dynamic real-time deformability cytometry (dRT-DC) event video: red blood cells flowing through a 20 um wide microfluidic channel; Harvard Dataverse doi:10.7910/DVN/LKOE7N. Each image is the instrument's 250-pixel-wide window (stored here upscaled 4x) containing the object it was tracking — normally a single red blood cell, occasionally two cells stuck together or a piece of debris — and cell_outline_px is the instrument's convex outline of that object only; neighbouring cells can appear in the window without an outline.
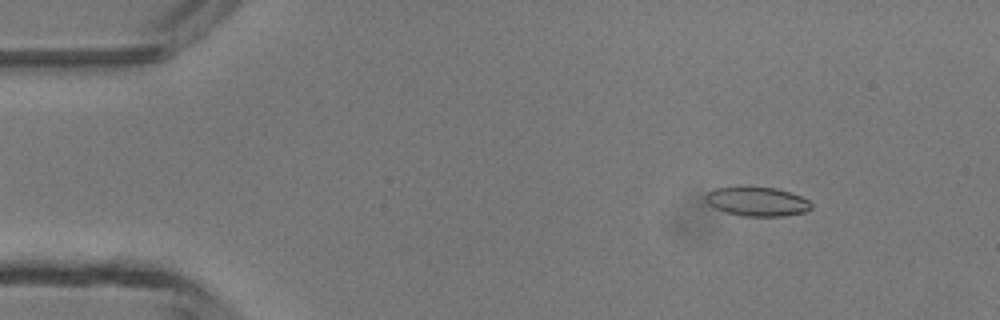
{"species": "common noctule bat (a hibernating species)", "species_latin": "Nyctalus noctula", "temperature_condition": "room temperature", "stored_images_in_passage": 47, "camera_frame_rate_fps": 3000, "um_per_image_px": 0.085, "animal": {"sex": "male", "body_mass_g": 13.3}, "frame": {"image": 1, "passage_image": 6, "time_ms": 1.667, "image_size_px": [1000, 320], "cell_outline_px": [[812, 208], [808, 212], [784, 216], [744, 216], [728, 212], [716, 208], [708, 204], [704, 196], [708, 192], [716, 188], [776, 188], [800, 196], [808, 200], [812, 204]], "centroid_in_image_um": [64.41, 17.15], "position_along_channel_um": 20.6, "area_um2": 17.57}}
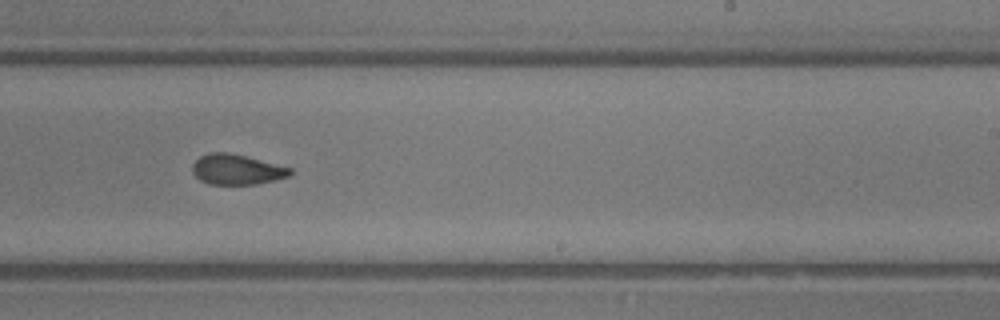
{"frame": {"image": 2, "passage_image": 29, "time_ms": 9.333, "image_size_px": [1000, 320], "cell_outline_px": [[292, 172], [288, 176], [256, 184], [208, 184], [200, 180], [192, 172], [192, 164], [200, 156], [208, 152], [228, 152], [292, 168]], "centroid_in_image_um": [20.07, 14.4], "position_along_channel_um": 268.9, "area_um2": 17.05}}
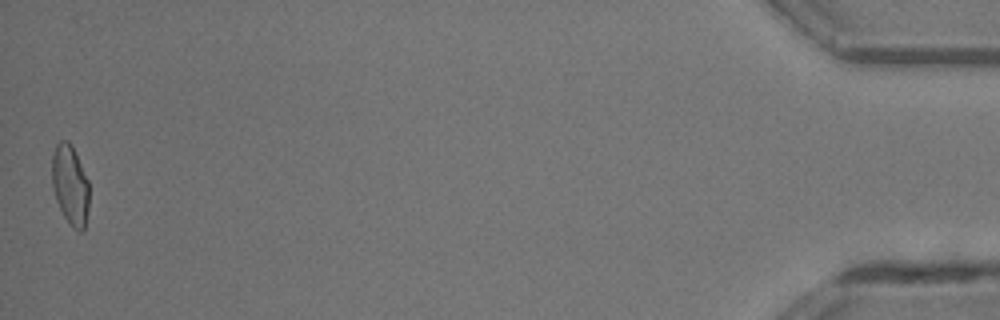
{"frame": {"image": 3, "passage_image": 47, "time_ms": 15.333, "image_size_px": [1000, 320], "cell_outline_px": [[88, 208], [84, 228], [80, 232], [76, 232], [68, 224], [56, 200], [52, 188], [52, 156], [56, 144], [60, 140], [68, 140], [72, 144], [88, 180]], "centroid_in_image_um": [5.95, 15.72], "position_along_channel_um": 429.2, "area_um2": 17.46}, "authors_computed_cell_mechanics": {"area_um2": 17.5712, "velocity_mm_per_s": 4.3461, "shape_relaxation_time_tau1_ms": null, "shape_relaxation_time_tau2_ms": 1.094, "deformation_change_tau1": null, "deformation_change_tau2": 0.065}}